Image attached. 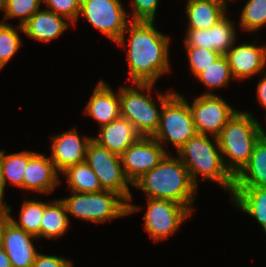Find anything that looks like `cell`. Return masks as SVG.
I'll use <instances>...</instances> for the list:
<instances>
[{"label":"cell","mask_w":266,"mask_h":267,"mask_svg":"<svg viewBox=\"0 0 266 267\" xmlns=\"http://www.w3.org/2000/svg\"><path fill=\"white\" fill-rule=\"evenodd\" d=\"M61 199H55L45 207L40 227V239L58 240L68 231L70 218Z\"/></svg>","instance_id":"obj_24"},{"label":"cell","mask_w":266,"mask_h":267,"mask_svg":"<svg viewBox=\"0 0 266 267\" xmlns=\"http://www.w3.org/2000/svg\"><path fill=\"white\" fill-rule=\"evenodd\" d=\"M196 78L208 88V91L203 94L211 95L214 94L212 90L228 86L231 79L234 80L225 55L220 56L213 64L205 68V70L202 71Z\"/></svg>","instance_id":"obj_28"},{"label":"cell","mask_w":266,"mask_h":267,"mask_svg":"<svg viewBox=\"0 0 266 267\" xmlns=\"http://www.w3.org/2000/svg\"><path fill=\"white\" fill-rule=\"evenodd\" d=\"M43 0H5L4 19L19 18L18 25H24L41 8Z\"/></svg>","instance_id":"obj_31"},{"label":"cell","mask_w":266,"mask_h":267,"mask_svg":"<svg viewBox=\"0 0 266 267\" xmlns=\"http://www.w3.org/2000/svg\"><path fill=\"white\" fill-rule=\"evenodd\" d=\"M262 78H260V81L257 85V99L259 101V104L266 110V70L262 72Z\"/></svg>","instance_id":"obj_36"},{"label":"cell","mask_w":266,"mask_h":267,"mask_svg":"<svg viewBox=\"0 0 266 267\" xmlns=\"http://www.w3.org/2000/svg\"><path fill=\"white\" fill-rule=\"evenodd\" d=\"M43 4L48 10L65 16L74 26L79 20L81 0H43Z\"/></svg>","instance_id":"obj_33"},{"label":"cell","mask_w":266,"mask_h":267,"mask_svg":"<svg viewBox=\"0 0 266 267\" xmlns=\"http://www.w3.org/2000/svg\"><path fill=\"white\" fill-rule=\"evenodd\" d=\"M210 1H214V2H227L229 0H210Z\"/></svg>","instance_id":"obj_42"},{"label":"cell","mask_w":266,"mask_h":267,"mask_svg":"<svg viewBox=\"0 0 266 267\" xmlns=\"http://www.w3.org/2000/svg\"><path fill=\"white\" fill-rule=\"evenodd\" d=\"M234 23L225 14L209 29H187L185 47H202L225 55L237 41Z\"/></svg>","instance_id":"obj_13"},{"label":"cell","mask_w":266,"mask_h":267,"mask_svg":"<svg viewBox=\"0 0 266 267\" xmlns=\"http://www.w3.org/2000/svg\"><path fill=\"white\" fill-rule=\"evenodd\" d=\"M125 41H129L126 60L133 84L156 83L160 76L171 72L170 36L159 32L154 21H130L116 44L125 47Z\"/></svg>","instance_id":"obj_1"},{"label":"cell","mask_w":266,"mask_h":267,"mask_svg":"<svg viewBox=\"0 0 266 267\" xmlns=\"http://www.w3.org/2000/svg\"><path fill=\"white\" fill-rule=\"evenodd\" d=\"M10 220L11 209L0 207V244L2 243L4 229Z\"/></svg>","instance_id":"obj_37"},{"label":"cell","mask_w":266,"mask_h":267,"mask_svg":"<svg viewBox=\"0 0 266 267\" xmlns=\"http://www.w3.org/2000/svg\"><path fill=\"white\" fill-rule=\"evenodd\" d=\"M132 186L142 190L146 198L172 200L185 205L193 213L198 187L178 156H170L169 152Z\"/></svg>","instance_id":"obj_2"},{"label":"cell","mask_w":266,"mask_h":267,"mask_svg":"<svg viewBox=\"0 0 266 267\" xmlns=\"http://www.w3.org/2000/svg\"><path fill=\"white\" fill-rule=\"evenodd\" d=\"M227 2L210 0H187L185 15L188 20L187 29H209L225 14Z\"/></svg>","instance_id":"obj_22"},{"label":"cell","mask_w":266,"mask_h":267,"mask_svg":"<svg viewBox=\"0 0 266 267\" xmlns=\"http://www.w3.org/2000/svg\"><path fill=\"white\" fill-rule=\"evenodd\" d=\"M196 134L177 150L178 158L187 168L194 184L199 186V175L233 193L234 177L225 168L218 139L215 136ZM214 142H213V141ZM215 143V144H214Z\"/></svg>","instance_id":"obj_3"},{"label":"cell","mask_w":266,"mask_h":267,"mask_svg":"<svg viewBox=\"0 0 266 267\" xmlns=\"http://www.w3.org/2000/svg\"><path fill=\"white\" fill-rule=\"evenodd\" d=\"M50 156L29 151V160L23 178V190L51 194L59 185L60 178Z\"/></svg>","instance_id":"obj_16"},{"label":"cell","mask_w":266,"mask_h":267,"mask_svg":"<svg viewBox=\"0 0 266 267\" xmlns=\"http://www.w3.org/2000/svg\"><path fill=\"white\" fill-rule=\"evenodd\" d=\"M49 203V201L47 203L38 199H25L21 205L19 221L11 216V222L39 240L42 216Z\"/></svg>","instance_id":"obj_26"},{"label":"cell","mask_w":266,"mask_h":267,"mask_svg":"<svg viewBox=\"0 0 266 267\" xmlns=\"http://www.w3.org/2000/svg\"><path fill=\"white\" fill-rule=\"evenodd\" d=\"M239 18L242 30L258 32L266 26V0H247Z\"/></svg>","instance_id":"obj_30"},{"label":"cell","mask_w":266,"mask_h":267,"mask_svg":"<svg viewBox=\"0 0 266 267\" xmlns=\"http://www.w3.org/2000/svg\"><path fill=\"white\" fill-rule=\"evenodd\" d=\"M196 134L189 103L185 96L175 91L163 103L159 126L152 137L162 146L172 143L178 150Z\"/></svg>","instance_id":"obj_8"},{"label":"cell","mask_w":266,"mask_h":267,"mask_svg":"<svg viewBox=\"0 0 266 267\" xmlns=\"http://www.w3.org/2000/svg\"><path fill=\"white\" fill-rule=\"evenodd\" d=\"M95 86L92 96L84 107V113L102 127L121 116L119 89L117 93L114 92L102 79Z\"/></svg>","instance_id":"obj_18"},{"label":"cell","mask_w":266,"mask_h":267,"mask_svg":"<svg viewBox=\"0 0 266 267\" xmlns=\"http://www.w3.org/2000/svg\"><path fill=\"white\" fill-rule=\"evenodd\" d=\"M0 267H12L11 261L0 244Z\"/></svg>","instance_id":"obj_39"},{"label":"cell","mask_w":266,"mask_h":267,"mask_svg":"<svg viewBox=\"0 0 266 267\" xmlns=\"http://www.w3.org/2000/svg\"><path fill=\"white\" fill-rule=\"evenodd\" d=\"M190 70L197 77L205 68L213 64L220 56L219 52L202 47H185Z\"/></svg>","instance_id":"obj_32"},{"label":"cell","mask_w":266,"mask_h":267,"mask_svg":"<svg viewBox=\"0 0 266 267\" xmlns=\"http://www.w3.org/2000/svg\"><path fill=\"white\" fill-rule=\"evenodd\" d=\"M262 136L259 122L247 111H236L217 136L225 168L235 177L248 163Z\"/></svg>","instance_id":"obj_4"},{"label":"cell","mask_w":266,"mask_h":267,"mask_svg":"<svg viewBox=\"0 0 266 267\" xmlns=\"http://www.w3.org/2000/svg\"><path fill=\"white\" fill-rule=\"evenodd\" d=\"M15 28L12 24L0 20V71L22 45L19 33H23V28L20 25Z\"/></svg>","instance_id":"obj_29"},{"label":"cell","mask_w":266,"mask_h":267,"mask_svg":"<svg viewBox=\"0 0 266 267\" xmlns=\"http://www.w3.org/2000/svg\"><path fill=\"white\" fill-rule=\"evenodd\" d=\"M32 267H74L73 262L63 256L38 253Z\"/></svg>","instance_id":"obj_35"},{"label":"cell","mask_w":266,"mask_h":267,"mask_svg":"<svg viewBox=\"0 0 266 267\" xmlns=\"http://www.w3.org/2000/svg\"><path fill=\"white\" fill-rule=\"evenodd\" d=\"M78 133L77 129L73 128L51 137L50 159L59 173L85 161L87 149L93 137L81 138Z\"/></svg>","instance_id":"obj_14"},{"label":"cell","mask_w":266,"mask_h":267,"mask_svg":"<svg viewBox=\"0 0 266 267\" xmlns=\"http://www.w3.org/2000/svg\"><path fill=\"white\" fill-rule=\"evenodd\" d=\"M70 192L71 196L61 201L67 213L79 220L100 224L128 215V202L115 192Z\"/></svg>","instance_id":"obj_6"},{"label":"cell","mask_w":266,"mask_h":267,"mask_svg":"<svg viewBox=\"0 0 266 267\" xmlns=\"http://www.w3.org/2000/svg\"><path fill=\"white\" fill-rule=\"evenodd\" d=\"M167 153L166 148L153 137L141 136L120 155L126 178L133 184L156 167Z\"/></svg>","instance_id":"obj_12"},{"label":"cell","mask_w":266,"mask_h":267,"mask_svg":"<svg viewBox=\"0 0 266 267\" xmlns=\"http://www.w3.org/2000/svg\"><path fill=\"white\" fill-rule=\"evenodd\" d=\"M85 162L97 175L103 190L121 195L128 202V215L140 210L141 206L131 203L130 181L126 178L121 156L100 146L93 139L89 143Z\"/></svg>","instance_id":"obj_7"},{"label":"cell","mask_w":266,"mask_h":267,"mask_svg":"<svg viewBox=\"0 0 266 267\" xmlns=\"http://www.w3.org/2000/svg\"><path fill=\"white\" fill-rule=\"evenodd\" d=\"M265 112H266V111H265ZM265 119H266V117H265ZM259 129H260V132H261L262 136H265V137H266V132H265V130L262 128V123H261V124L259 123Z\"/></svg>","instance_id":"obj_40"},{"label":"cell","mask_w":266,"mask_h":267,"mask_svg":"<svg viewBox=\"0 0 266 267\" xmlns=\"http://www.w3.org/2000/svg\"><path fill=\"white\" fill-rule=\"evenodd\" d=\"M147 199L144 230L154 242L173 235L192 212L182 204L167 199Z\"/></svg>","instance_id":"obj_9"},{"label":"cell","mask_w":266,"mask_h":267,"mask_svg":"<svg viewBox=\"0 0 266 267\" xmlns=\"http://www.w3.org/2000/svg\"><path fill=\"white\" fill-rule=\"evenodd\" d=\"M160 0H132L130 6L133 7L130 21H154Z\"/></svg>","instance_id":"obj_34"},{"label":"cell","mask_w":266,"mask_h":267,"mask_svg":"<svg viewBox=\"0 0 266 267\" xmlns=\"http://www.w3.org/2000/svg\"><path fill=\"white\" fill-rule=\"evenodd\" d=\"M193 99L189 108L197 134L217 137L237 111L217 94H201Z\"/></svg>","instance_id":"obj_11"},{"label":"cell","mask_w":266,"mask_h":267,"mask_svg":"<svg viewBox=\"0 0 266 267\" xmlns=\"http://www.w3.org/2000/svg\"><path fill=\"white\" fill-rule=\"evenodd\" d=\"M29 160V151L23 150L18 153L7 154L5 150L0 151V162L5 184L11 183L23 189V178Z\"/></svg>","instance_id":"obj_27"},{"label":"cell","mask_w":266,"mask_h":267,"mask_svg":"<svg viewBox=\"0 0 266 267\" xmlns=\"http://www.w3.org/2000/svg\"><path fill=\"white\" fill-rule=\"evenodd\" d=\"M38 238L17 227L11 220L3 232L2 246L12 267H32L38 254L33 240Z\"/></svg>","instance_id":"obj_17"},{"label":"cell","mask_w":266,"mask_h":267,"mask_svg":"<svg viewBox=\"0 0 266 267\" xmlns=\"http://www.w3.org/2000/svg\"><path fill=\"white\" fill-rule=\"evenodd\" d=\"M5 0H0V11H4Z\"/></svg>","instance_id":"obj_41"},{"label":"cell","mask_w":266,"mask_h":267,"mask_svg":"<svg viewBox=\"0 0 266 267\" xmlns=\"http://www.w3.org/2000/svg\"><path fill=\"white\" fill-rule=\"evenodd\" d=\"M141 135L135 127L123 117H119L99 129V134L93 140L110 152L121 155Z\"/></svg>","instance_id":"obj_20"},{"label":"cell","mask_w":266,"mask_h":267,"mask_svg":"<svg viewBox=\"0 0 266 267\" xmlns=\"http://www.w3.org/2000/svg\"><path fill=\"white\" fill-rule=\"evenodd\" d=\"M253 41L251 44L243 43L234 45L225 54L233 78L246 80L251 76L260 75L266 67V45L258 46Z\"/></svg>","instance_id":"obj_15"},{"label":"cell","mask_w":266,"mask_h":267,"mask_svg":"<svg viewBox=\"0 0 266 267\" xmlns=\"http://www.w3.org/2000/svg\"><path fill=\"white\" fill-rule=\"evenodd\" d=\"M134 85L136 87L120 86L119 88L121 117L126 118L141 136L152 137L159 126L163 103L174 91L167 90L164 94L157 90L158 106L150 95L155 83H134Z\"/></svg>","instance_id":"obj_5"},{"label":"cell","mask_w":266,"mask_h":267,"mask_svg":"<svg viewBox=\"0 0 266 267\" xmlns=\"http://www.w3.org/2000/svg\"><path fill=\"white\" fill-rule=\"evenodd\" d=\"M5 187H6V184H5V181H4V178H3L2 165H1V162H0V207L8 208V209L12 210L11 206H8L6 201L4 200V198H5V195H4Z\"/></svg>","instance_id":"obj_38"},{"label":"cell","mask_w":266,"mask_h":267,"mask_svg":"<svg viewBox=\"0 0 266 267\" xmlns=\"http://www.w3.org/2000/svg\"><path fill=\"white\" fill-rule=\"evenodd\" d=\"M61 174L66 176L68 189L73 192L96 193L103 190L97 175L85 161L70 166Z\"/></svg>","instance_id":"obj_25"},{"label":"cell","mask_w":266,"mask_h":267,"mask_svg":"<svg viewBox=\"0 0 266 267\" xmlns=\"http://www.w3.org/2000/svg\"><path fill=\"white\" fill-rule=\"evenodd\" d=\"M72 22L48 9H39L22 25L23 33L35 41L50 42L62 35Z\"/></svg>","instance_id":"obj_19"},{"label":"cell","mask_w":266,"mask_h":267,"mask_svg":"<svg viewBox=\"0 0 266 267\" xmlns=\"http://www.w3.org/2000/svg\"><path fill=\"white\" fill-rule=\"evenodd\" d=\"M230 200L240 211L255 218L262 228L266 226V187L233 188Z\"/></svg>","instance_id":"obj_23"},{"label":"cell","mask_w":266,"mask_h":267,"mask_svg":"<svg viewBox=\"0 0 266 267\" xmlns=\"http://www.w3.org/2000/svg\"><path fill=\"white\" fill-rule=\"evenodd\" d=\"M266 187V137L256 142L248 163L234 177L233 188Z\"/></svg>","instance_id":"obj_21"},{"label":"cell","mask_w":266,"mask_h":267,"mask_svg":"<svg viewBox=\"0 0 266 267\" xmlns=\"http://www.w3.org/2000/svg\"><path fill=\"white\" fill-rule=\"evenodd\" d=\"M80 16L115 43L120 40L131 17L120 0H81Z\"/></svg>","instance_id":"obj_10"}]
</instances>
